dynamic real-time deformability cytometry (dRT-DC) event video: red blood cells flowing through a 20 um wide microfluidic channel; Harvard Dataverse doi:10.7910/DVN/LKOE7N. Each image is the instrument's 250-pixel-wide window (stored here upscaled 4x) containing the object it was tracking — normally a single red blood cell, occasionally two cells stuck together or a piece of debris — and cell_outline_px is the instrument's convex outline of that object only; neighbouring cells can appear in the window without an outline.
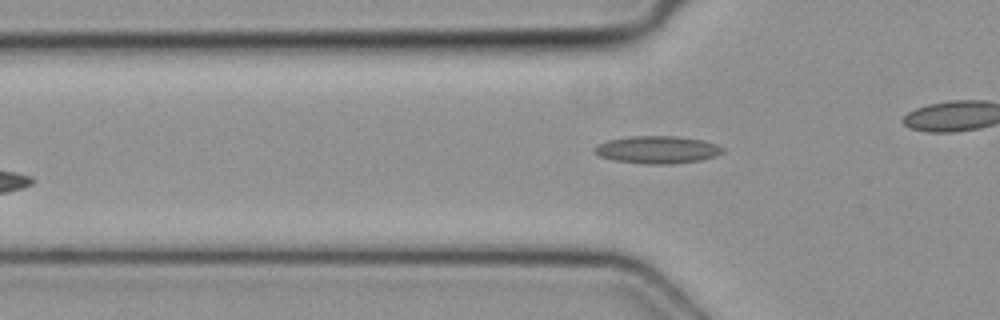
{"species": "common noctule bat (a hibernating species)", "species_latin": "Nyctalus noctula", "temperature_condition": "cold", "stored_images_in_passage": 4, "camera_frame_rate_fps": 3000, "um_per_image_px": 0.085, "animal": {"sex": "female", "body_mass_g": 19.3, "forearm_length_mm": 54.1}, "frame": {"image": 1, "passage_image": 4, "time_ms": 1.0, "image_size_px": [1000, 320], "cell_outline_px": [[724, 152], [716, 156], [700, 160], [672, 164], [648, 164], [612, 160], [600, 156], [592, 152], [592, 148], [596, 144], [608, 140], [632, 136], [676, 136], [700, 140], [716, 144], [724, 148]], "centroid_in_image_um": [55.83, 12.73], "position_along_channel_um": 70.0, "area_um2": 20.63}}